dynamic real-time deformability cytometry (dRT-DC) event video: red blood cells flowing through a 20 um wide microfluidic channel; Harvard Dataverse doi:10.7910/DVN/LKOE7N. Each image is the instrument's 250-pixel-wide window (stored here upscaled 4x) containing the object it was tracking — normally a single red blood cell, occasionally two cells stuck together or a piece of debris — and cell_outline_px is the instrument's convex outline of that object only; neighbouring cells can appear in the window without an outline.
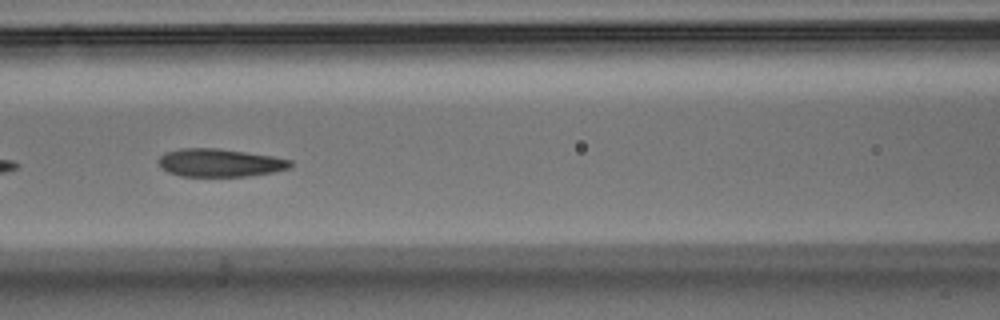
{"species": "Egyptian fruit bat (a non-hibernating species)", "species_latin": "Rousettus aegyptiacus", "temperature_condition": "warm", "stored_images_in_passage": 25, "segment_of_instrument_passage": [2, 2], "camera_frame_rate_fps": 3000, "um_per_image_px": 0.085, "animal": {"sex": "male"}, "frame": {"image": 1, "passage_image": 23, "time_ms": 7.333, "image_size_px": [1000, 320], "cell_outline_px": [[292, 168], [272, 172], [244, 176], [180, 176], [168, 172], [160, 168], [156, 160], [164, 152], [180, 148], [220, 148], [272, 156], [292, 160]], "centroid_in_image_um": [18.64, 13.83], "position_along_channel_um": 148.0, "area_um2": 21.73}}